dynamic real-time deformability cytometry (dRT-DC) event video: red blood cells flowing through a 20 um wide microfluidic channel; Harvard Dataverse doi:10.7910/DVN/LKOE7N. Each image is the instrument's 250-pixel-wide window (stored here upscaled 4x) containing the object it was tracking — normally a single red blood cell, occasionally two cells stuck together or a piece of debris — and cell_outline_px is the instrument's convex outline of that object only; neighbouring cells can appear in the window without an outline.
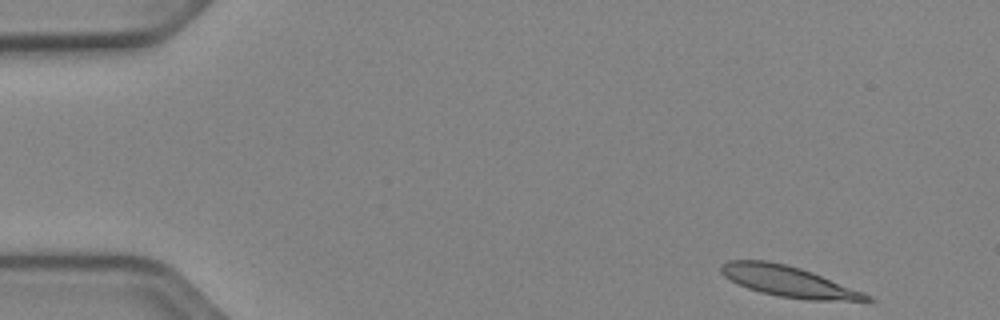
{"species": "Egyptian fruit bat (a non-hibernating species)", "species_latin": "Rousettus aegyptiacus", "temperature_condition": "cold", "stored_images_in_passage": 49, "camera_frame_rate_fps": 3000, "um_per_image_px": 0.085, "animal": {"sex": "female"}, "frame": {"image": 1, "passage_image": 1, "time_ms": 0.0, "image_size_px": [1000, 320], "cell_outline_px": [[876, 300], [808, 300], [780, 296], [760, 292], [748, 288], [724, 276], [720, 272], [720, 264], [728, 260], [768, 260], [800, 268], [812, 272], [864, 292], [872, 296]], "centroid_in_image_um": [67.0, 23.91], "position_along_channel_um": 18.0, "area_um2": 25.84}}
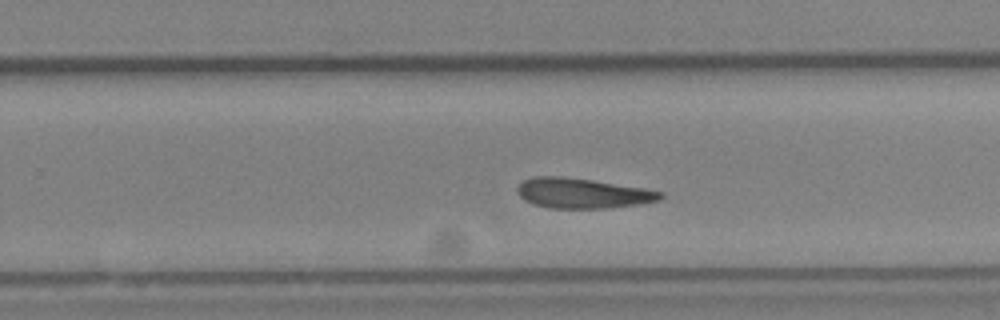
{"frame": {"image": 2, "passage_image": 30, "time_ms": 9.667, "image_size_px": [1000, 320], "cell_outline_px": [[664, 196], [660, 200], [640, 204], [604, 208], [548, 208], [524, 200], [516, 192], [516, 188], [524, 180], [532, 176], [564, 176], [648, 188], [664, 192]], "centroid_in_image_um": [49.54, 16.41], "position_along_channel_um": 280.3, "area_um2": 25.32}}
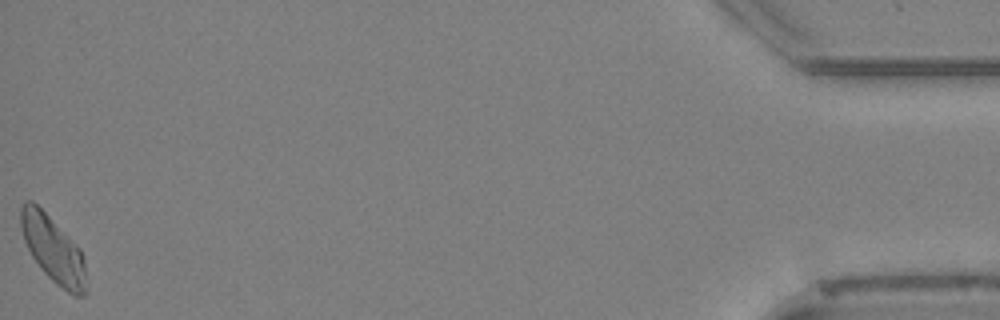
{"frame": {"image": 3, "passage_image": 49, "time_ms": 16.0, "image_size_px": [1000, 320], "cell_outline_px": [[84, 296], [76, 296], [68, 292], [56, 284], [44, 272], [32, 256], [24, 240], [20, 228], [20, 208], [24, 200], [32, 200], [80, 248], [84, 260]], "centroid_in_image_um": [4.47, 21.16], "position_along_channel_um": 430.7, "area_um2": 24.68}}